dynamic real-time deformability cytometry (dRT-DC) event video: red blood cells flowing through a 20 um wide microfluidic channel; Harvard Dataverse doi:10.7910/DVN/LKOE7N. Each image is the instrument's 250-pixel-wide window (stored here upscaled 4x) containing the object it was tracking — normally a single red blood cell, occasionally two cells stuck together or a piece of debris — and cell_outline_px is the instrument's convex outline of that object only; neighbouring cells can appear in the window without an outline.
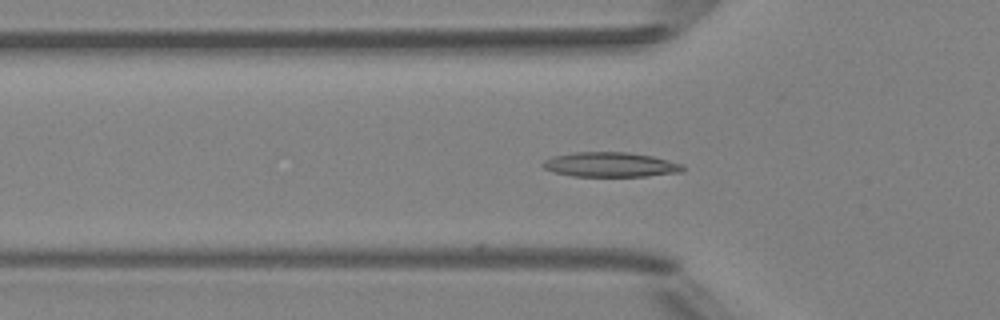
{"species": "Egyptian fruit bat (a non-hibernating species)", "species_latin": "Rousettus aegyptiacus", "temperature_condition": "room temperature", "stored_images_in_passage": 5, "camera_frame_rate_fps": 3000, "um_per_image_px": 0.085, "animal": {"sex": "female"}, "frame": {"image": 1, "passage_image": 4, "time_ms": 3.667, "image_size_px": [1000, 320], "cell_outline_px": [[684, 168], [680, 172], [648, 176], [572, 176], [552, 172], [544, 168], [540, 164], [544, 160], [556, 156], [572, 152], [628, 152], [652, 156], [684, 164]], "centroid_in_image_um": [51.87, 13.99], "position_along_channel_um": 73.9, "area_um2": 20.17}}